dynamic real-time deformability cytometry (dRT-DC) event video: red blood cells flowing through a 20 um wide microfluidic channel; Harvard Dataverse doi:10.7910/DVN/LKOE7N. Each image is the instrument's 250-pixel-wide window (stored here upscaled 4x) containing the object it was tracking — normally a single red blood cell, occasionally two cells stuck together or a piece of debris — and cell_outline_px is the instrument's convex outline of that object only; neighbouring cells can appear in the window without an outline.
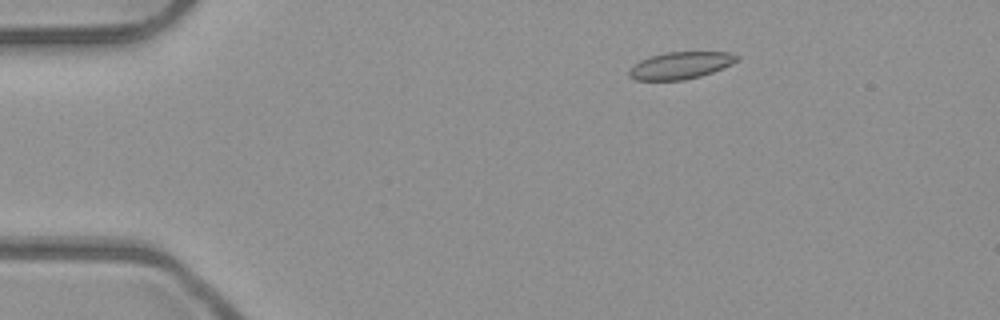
{"species": "common noctule bat (a hibernating species)", "species_latin": "Nyctalus noctula", "temperature_condition": "room temperature", "stored_images_in_passage": 3, "camera_frame_rate_fps": 3000, "um_per_image_px": 0.085, "animal": {"sex": "male", "body_mass_g": 23.1, "forearm_length_mm": 52.7}, "frame": {"image": 1, "passage_image": 1, "time_ms": 0.0, "image_size_px": [1000, 320], "cell_outline_px": [[740, 60], [732, 64], [712, 72], [700, 76], [684, 80], [636, 80], [628, 76], [628, 72], [632, 64], [640, 60], [664, 52], [732, 52], [740, 56]], "centroid_in_image_um": [57.85, 5.55], "position_along_channel_um": 27.1, "area_um2": 17.17}}